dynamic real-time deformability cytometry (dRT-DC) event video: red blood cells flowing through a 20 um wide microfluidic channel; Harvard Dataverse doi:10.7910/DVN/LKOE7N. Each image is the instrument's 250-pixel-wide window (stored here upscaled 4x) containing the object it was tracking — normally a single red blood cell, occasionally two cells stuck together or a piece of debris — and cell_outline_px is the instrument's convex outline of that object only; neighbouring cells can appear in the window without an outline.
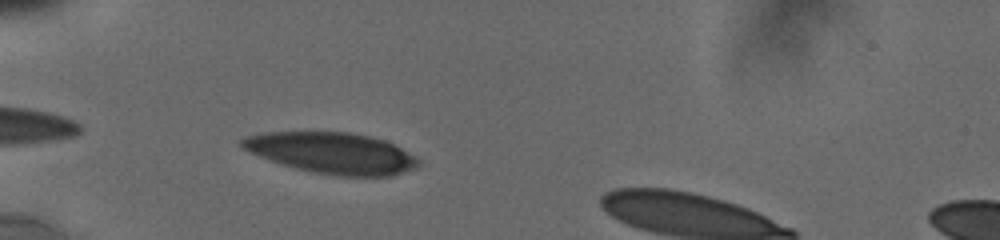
{"species": "human", "species_latin": "Homo sapiens", "temperature_condition": "cold", "stored_images_in_passage": 10, "camera_frame_rate_fps": 3000, "um_per_image_px": 0.085, "donor": {"sex": "male"}, "frame": {"image": 1, "passage_image": 1, "time_ms": 0.0, "image_size_px": [1000, 240], "cell_outline_px": [[424, 164], [416, 168], [392, 176], [336, 176], [312, 172], [280, 164], [260, 156], [236, 144], [244, 136], [260, 132], [348, 132], [368, 136], [384, 140], [416, 156]], "centroid_in_image_um": [28.22, 13.01], "position_along_channel_um": 56.8, "area_um2": 42.48}}
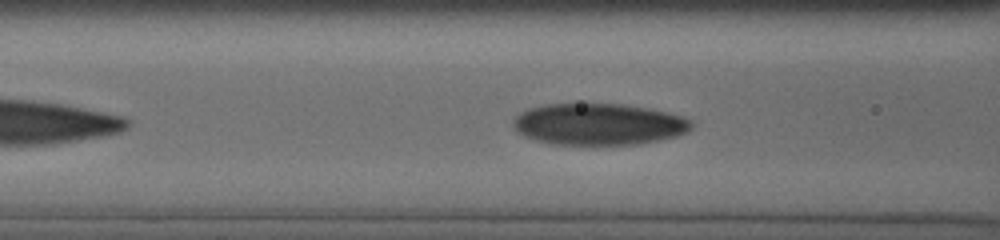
{"frame": {"image": 2, "passage_image": 6, "time_ms": 2.0, "image_size_px": [1000, 240], "cell_outline_px": [[692, 128], [688, 132], [676, 136], [660, 140], [640, 144], [548, 144], [524, 136], [516, 132], [512, 124], [512, 120], [516, 116], [528, 108], [548, 104], [620, 104], [648, 108], [668, 112], [684, 116], [692, 120]], "centroid_in_image_um": [50.9, 10.56], "position_along_channel_um": 115.7, "area_um2": 43.41}}
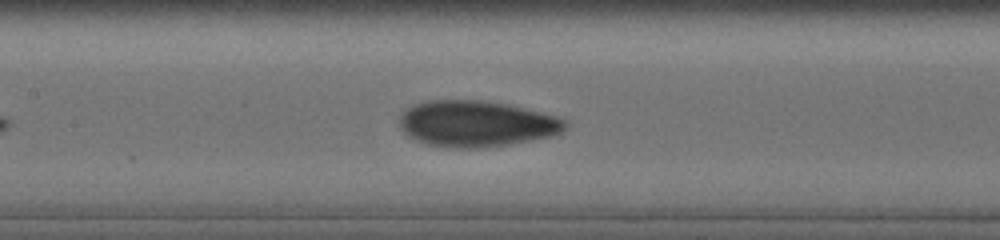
{"frame": {"image": 3, "passage_image": 9, "time_ms": 3.333, "image_size_px": [1000, 240], "cell_outline_px": [[568, 124], [560, 132], [552, 136], [532, 140], [508, 144], [480, 148], [456, 148], [428, 144], [416, 140], [408, 136], [400, 128], [400, 116], [412, 104], [428, 100], [484, 100], [508, 104], [556, 116], [568, 120]], "centroid_in_image_um": [40.49, 10.51], "position_along_channel_um": 166.9, "area_um2": 44.51}}